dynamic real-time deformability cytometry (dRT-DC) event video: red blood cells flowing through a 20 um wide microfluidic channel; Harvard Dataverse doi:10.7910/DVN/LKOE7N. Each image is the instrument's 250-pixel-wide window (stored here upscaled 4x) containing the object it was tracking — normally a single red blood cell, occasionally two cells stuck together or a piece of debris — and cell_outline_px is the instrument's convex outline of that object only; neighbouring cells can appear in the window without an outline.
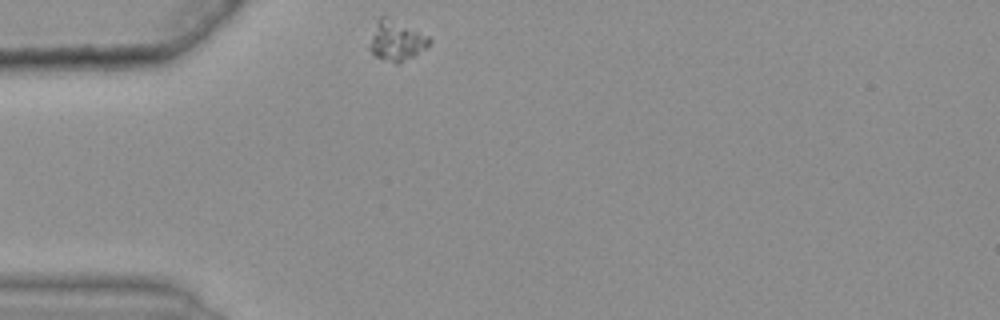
{"species": "common noctule bat (a hibernating species)", "species_latin": "Nyctalus noctula", "temperature_condition": "warm", "stored_images_in_passage": 13, "camera_frame_rate_fps": 3000, "um_per_image_px": 0.085, "animal": {"sex": "female", "body_mass_g": 25.1}, "frame": {"image": 1, "passage_image": 1, "time_ms": 0.0, "image_size_px": [1000, 320], "cell_outline_px": [[432, 40], [424, 48], [412, 56], [396, 64], [376, 56], [368, 48], [376, 20], [380, 16], [384, 16], [428, 36]], "centroid_in_image_um": [33.65, 3.46], "position_along_channel_um": 51.4, "area_um2": 13.35}}